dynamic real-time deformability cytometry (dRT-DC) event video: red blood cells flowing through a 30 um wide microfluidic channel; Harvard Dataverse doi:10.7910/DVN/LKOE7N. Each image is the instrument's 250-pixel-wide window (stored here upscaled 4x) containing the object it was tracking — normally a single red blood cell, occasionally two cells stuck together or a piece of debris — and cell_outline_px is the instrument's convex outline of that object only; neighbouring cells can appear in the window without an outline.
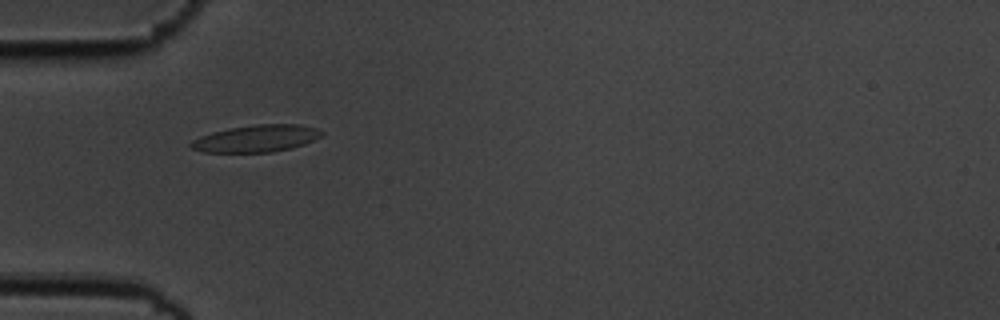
{"species": "common noctule bat (a hibernating species)", "species_latin": "Nyctalus noctula", "temperature_condition": "cold", "stored_images_in_passage": 39, "camera_frame_rate_fps": 3000, "um_per_image_px": 0.085, "animal": {"sex": "male", "body_mass_g": 19.5, "forearm_length_mm": 54.6}, "frame": {"image": 1, "passage_image": 1, "time_ms": 0.0, "image_size_px": [1000, 320], "cell_outline_px": [[324, 132], [320, 136], [304, 144], [292, 148], [272, 152], [204, 152], [192, 148], [188, 144], [192, 140], [200, 136], [212, 132], [228, 128], [256, 124], [300, 124], [316, 128]], "centroid_in_image_um": [21.77, 11.77], "position_along_channel_um": 63.2, "area_um2": 20.58}}
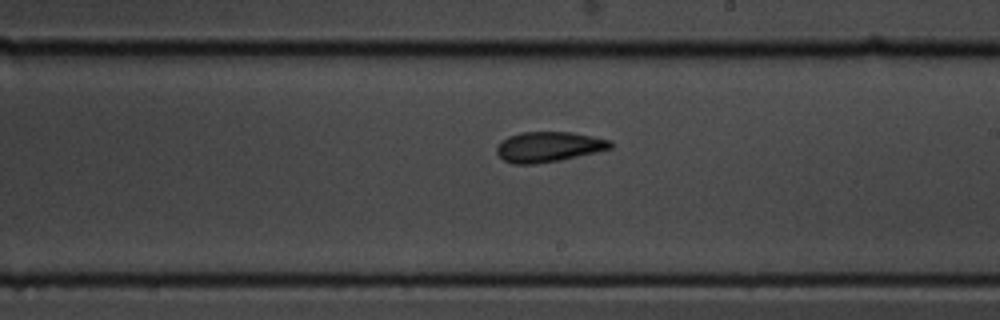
{"frame": {"image": 2, "passage_image": 16, "time_ms": 5.0, "image_size_px": [1000, 320], "cell_outline_px": [[612, 148], [560, 160], [536, 164], [512, 164], [504, 160], [496, 152], [496, 148], [500, 140], [508, 136], [520, 132], [572, 132], [612, 140]], "centroid_in_image_um": [46.6, 12.47], "position_along_channel_um": 242.4, "area_um2": 20.11}}
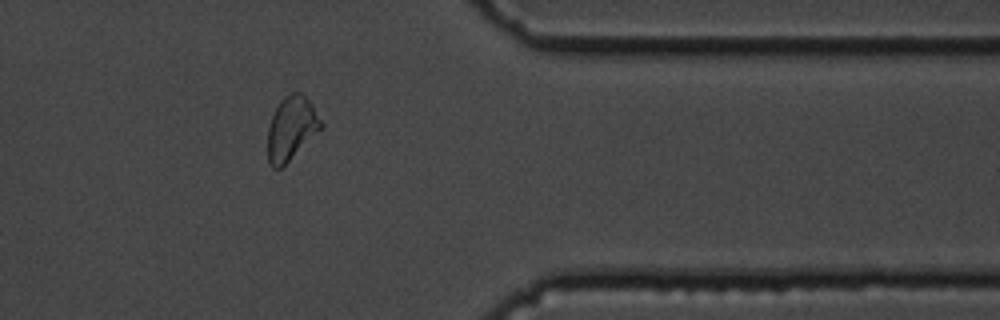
{"frame": {"image": 3, "passage_image": 29, "time_ms": 9.333, "image_size_px": [1000, 320], "cell_outline_px": [[324, 128], [280, 168], [272, 168], [268, 160], [268, 128], [272, 116], [280, 100], [284, 96], [292, 92], [300, 92], [312, 104], [324, 124]], "centroid_in_image_um": [24.79, 10.9], "position_along_channel_um": 386.6, "area_um2": 19.77}, "authors_computed_cell_mechanics": {"area_um2": 19.7098, "velocity_mm_per_s": 3.6374, "shape_relaxation_time_tau1_ms": 3.2771, "shape_relaxation_time_tau2_ms": 1.8919, "deformation_change_tau1": 0.1148, "deformation_change_tau2": 0.0915}}